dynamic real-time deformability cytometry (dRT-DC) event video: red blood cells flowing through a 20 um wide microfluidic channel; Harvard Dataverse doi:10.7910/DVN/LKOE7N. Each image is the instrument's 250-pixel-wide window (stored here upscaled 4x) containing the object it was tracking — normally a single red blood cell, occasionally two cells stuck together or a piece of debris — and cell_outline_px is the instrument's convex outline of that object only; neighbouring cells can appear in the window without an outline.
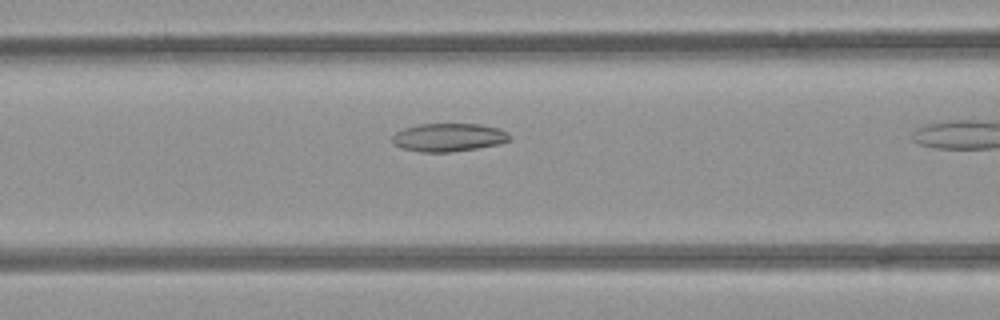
{"species": "common noctule bat (a hibernating species)", "species_latin": "Nyctalus noctula", "temperature_condition": "room temperature", "stored_images_in_passage": 11, "camera_frame_rate_fps": 3000, "um_per_image_px": 0.085, "animal": {"sex": "female", "body_mass_g": 21.9}, "frame": {"image": 1, "passage_image": 10, "time_ms": 3.0, "image_size_px": [1000, 320], "cell_outline_px": [[512, 136], [508, 140], [500, 144], [476, 148], [448, 152], [420, 152], [404, 148], [396, 144], [392, 140], [392, 136], [396, 132], [404, 128], [420, 124], [480, 124], [500, 128], [508, 132]], "centroid_in_image_um": [38.17, 11.67], "position_along_channel_um": 128.4, "area_um2": 19.19}}